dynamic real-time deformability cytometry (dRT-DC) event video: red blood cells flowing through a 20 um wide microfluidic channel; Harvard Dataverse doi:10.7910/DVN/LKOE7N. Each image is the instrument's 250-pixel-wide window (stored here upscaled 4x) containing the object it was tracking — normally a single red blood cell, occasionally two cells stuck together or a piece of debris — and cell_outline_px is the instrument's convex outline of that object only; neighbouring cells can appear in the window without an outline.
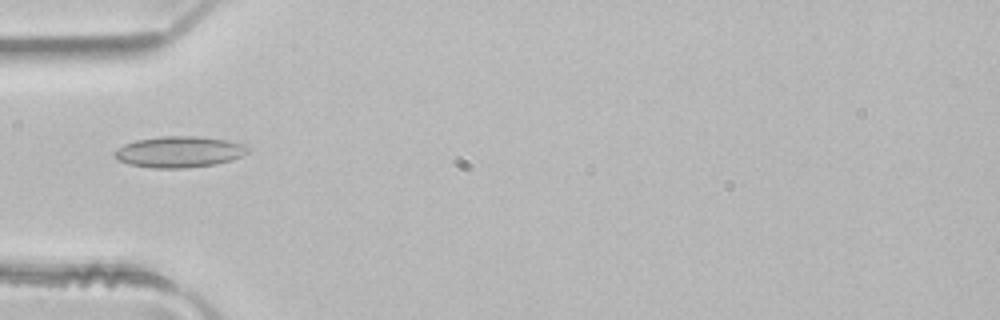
{"species": "common noctule bat (a hibernating species)", "species_latin": "Nyctalus noctula", "temperature_condition": "room temperature", "stored_images_in_passage": 4, "camera_frame_rate_fps": 3000, "um_per_image_px": 0.085, "animal": {"sex": "male", "body_mass_g": 21.5, "forearm_length_mm": 52.0}, "frame": {"image": 1, "passage_image": 4, "time_ms": 1.0, "image_size_px": [1000, 320], "cell_outline_px": [[248, 152], [232, 160], [216, 164], [188, 168], [152, 168], [128, 164], [112, 156], [112, 152], [116, 148], [124, 144], [136, 140], [164, 136], [196, 136], [228, 140], [244, 144], [248, 148]], "centroid_in_image_um": [15.2, 12.91], "position_along_channel_um": 69.8, "area_um2": 24.33}}